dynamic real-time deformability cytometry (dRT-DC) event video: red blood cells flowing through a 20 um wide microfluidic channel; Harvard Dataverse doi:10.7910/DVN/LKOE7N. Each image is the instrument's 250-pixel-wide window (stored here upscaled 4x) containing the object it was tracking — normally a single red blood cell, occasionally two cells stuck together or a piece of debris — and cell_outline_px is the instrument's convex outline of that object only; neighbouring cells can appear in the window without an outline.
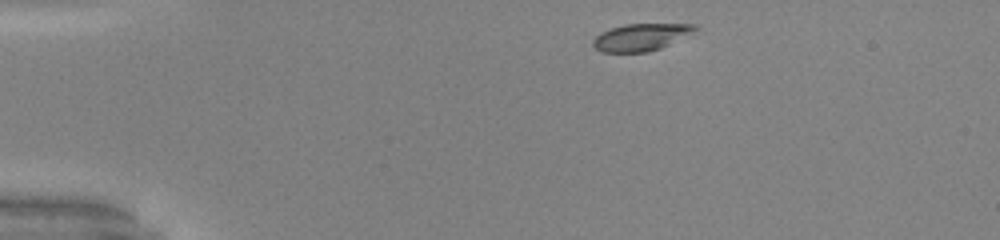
{"species": "common noctule bat (a hibernating species)", "species_latin": "Nyctalus noctula", "temperature_condition": "warm", "stored_images_in_passage": 42, "camera_frame_rate_fps": 3000, "um_per_image_px": 0.085, "animal": {"sex": "male", "body_mass_g": 20.0, "forearm_length_mm": 53.3}, "frame": {"image": 1, "passage_image": 1, "time_ms": 0.0, "image_size_px": [1000, 240], "cell_outline_px": [[700, 28], [660, 48], [648, 52], [600, 52], [592, 44], [592, 40], [600, 32], [624, 24], [696, 24]], "centroid_in_image_um": [54.44, 3.15], "position_along_channel_um": 30.6, "area_um2": 15.95}}
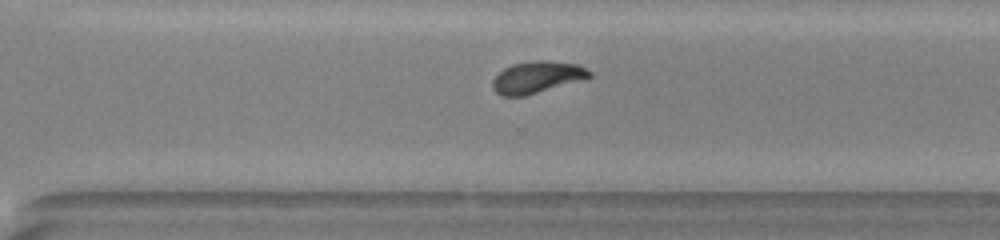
{"frame": {"image": 2, "passage_image": 28, "time_ms": 9.0, "image_size_px": [1000, 240], "cell_outline_px": [[592, 76], [524, 96], [500, 96], [492, 88], [492, 80], [504, 68], [512, 64], [540, 60], [576, 64], [592, 72]], "centroid_in_image_um": [45.58, 6.57], "position_along_channel_um": 325.0, "area_um2": 17.46}}
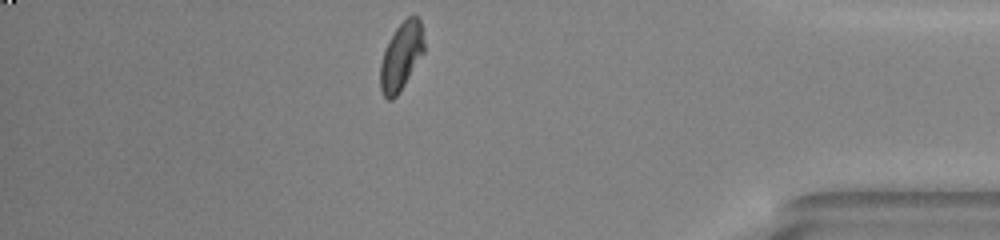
{"frame": {"image": 3, "passage_image": 36, "time_ms": 11.667, "image_size_px": [1000, 240], "cell_outline_px": [[424, 52], [400, 92], [392, 100], [388, 100], [384, 96], [380, 88], [380, 64], [384, 52], [396, 28], [408, 16], [416, 16], [420, 20], [424, 44]], "centroid_in_image_um": [34.1, 4.82], "position_along_channel_um": 401.1, "area_um2": 16.99}, "authors_computed_cell_mechanics": {"area_um2": 17.5134, "velocity_mm_per_s": 4.0615, "shape_relaxation_time_tau1_ms": 3.9943, "shape_relaxation_time_tau2_ms": 1.3412, "deformation_change_tau1": 0.1488, "deformation_change_tau2": 0.0542}}